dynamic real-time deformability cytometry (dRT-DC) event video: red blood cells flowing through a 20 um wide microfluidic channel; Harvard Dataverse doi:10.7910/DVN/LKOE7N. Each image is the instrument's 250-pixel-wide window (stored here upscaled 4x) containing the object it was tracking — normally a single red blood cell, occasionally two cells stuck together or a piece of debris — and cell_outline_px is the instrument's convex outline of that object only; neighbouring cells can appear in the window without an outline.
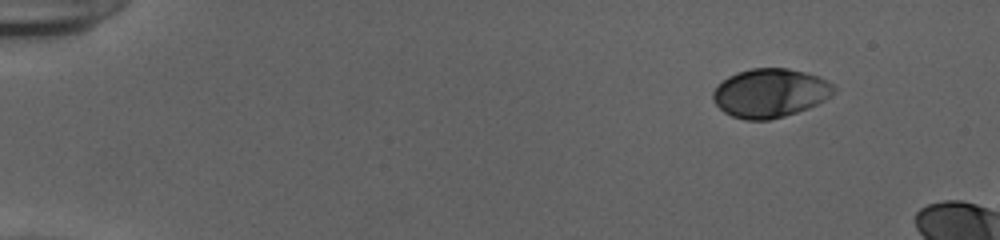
{"species": "human", "species_latin": "Homo sapiens", "temperature_condition": "cold", "stored_images_in_passage": 14, "camera_frame_rate_fps": 3000, "um_per_image_px": 0.085, "donor": {"sex": "female"}, "frame": {"image": 1, "passage_image": 1, "time_ms": 0.0, "image_size_px": [1000, 240], "cell_outline_px": [[836, 92], [824, 100], [808, 108], [784, 116], [768, 120], [744, 120], [732, 116], [724, 112], [712, 100], [712, 92], [728, 76], [736, 72], [752, 68], [788, 68], [804, 72], [828, 80], [836, 84]], "centroid_in_image_um": [65.47, 7.9], "position_along_channel_um": 19.5, "area_um2": 34.45}}